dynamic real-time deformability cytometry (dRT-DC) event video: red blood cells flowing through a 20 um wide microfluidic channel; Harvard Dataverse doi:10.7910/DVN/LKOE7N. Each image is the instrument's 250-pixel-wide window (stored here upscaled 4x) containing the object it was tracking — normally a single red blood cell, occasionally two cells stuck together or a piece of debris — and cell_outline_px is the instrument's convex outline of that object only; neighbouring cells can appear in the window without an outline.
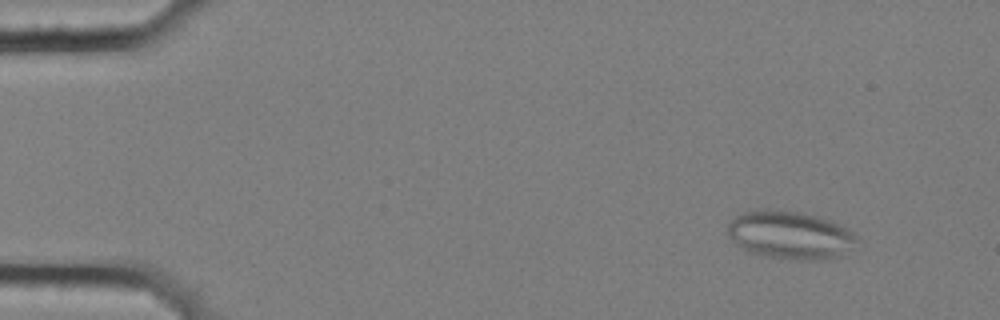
{"species": "common noctule bat (a hibernating species)", "species_latin": "Nyctalus noctula", "temperature_condition": "cold", "stored_images_in_passage": 4, "camera_frame_rate_fps": 3000, "um_per_image_px": 0.085, "animal": {"sex": "female", "body_mass_g": 25.1}, "frame": {"image": 1, "passage_image": 2, "time_ms": 0.333, "image_size_px": [1000, 320], "cell_outline_px": [[860, 240], [840, 256], [820, 260], [800, 260], [744, 252], [728, 236], [728, 224], [736, 216], [744, 212], [768, 208], [800, 212], [832, 220], [852, 232]], "centroid_in_image_um": [67.14, 19.97], "position_along_channel_um": 17.9, "area_um2": 36.18}}